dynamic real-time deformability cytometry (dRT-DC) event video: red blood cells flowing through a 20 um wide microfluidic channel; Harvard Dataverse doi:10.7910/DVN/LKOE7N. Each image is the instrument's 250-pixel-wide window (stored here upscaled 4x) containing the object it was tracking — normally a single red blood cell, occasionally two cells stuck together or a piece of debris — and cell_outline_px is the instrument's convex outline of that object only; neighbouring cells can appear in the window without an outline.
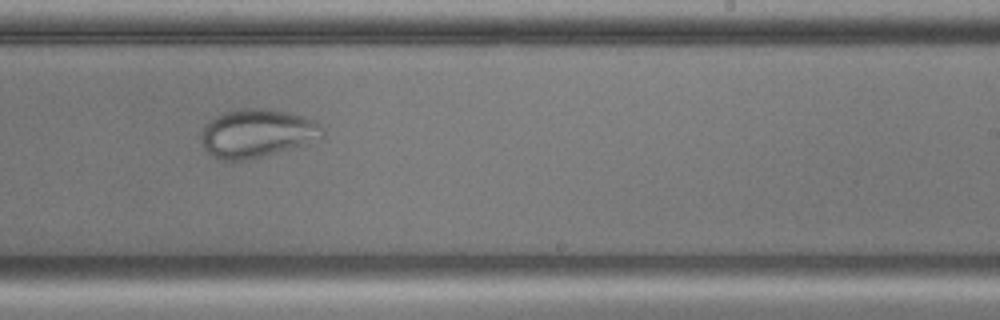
{"species": "common noctule bat (a hibernating species)", "species_latin": "Nyctalus noctula", "temperature_condition": "cold", "stored_images_in_passage": 40, "camera_frame_rate_fps": 3000, "um_per_image_px": 0.085, "animal": {"sex": "male", "body_mass_g": 17.9, "forearm_length_mm": 54.2}, "frame": {"image": 1, "passage_image": 19, "time_ms": 6.0, "image_size_px": [1000, 320], "cell_outline_px": [[324, 136], [304, 144], [292, 148], [244, 160], [220, 160], [212, 156], [204, 148], [200, 140], [200, 136], [208, 120], [220, 112], [240, 108], [268, 108], [288, 112], [312, 120], [320, 124], [324, 132]], "centroid_in_image_um": [21.79, 11.31], "position_along_channel_um": 267.2, "area_um2": 34.16}}